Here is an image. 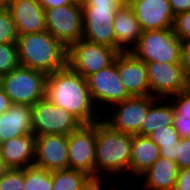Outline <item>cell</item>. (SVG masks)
<instances>
[{
	"label": "cell",
	"mask_w": 190,
	"mask_h": 190,
	"mask_svg": "<svg viewBox=\"0 0 190 190\" xmlns=\"http://www.w3.org/2000/svg\"><path fill=\"white\" fill-rule=\"evenodd\" d=\"M45 98L71 113L82 124L102 119L92 100L87 79L68 65L47 76Z\"/></svg>",
	"instance_id": "1"
},
{
	"label": "cell",
	"mask_w": 190,
	"mask_h": 190,
	"mask_svg": "<svg viewBox=\"0 0 190 190\" xmlns=\"http://www.w3.org/2000/svg\"><path fill=\"white\" fill-rule=\"evenodd\" d=\"M132 142L133 134L114 130L102 119L96 122V181L114 183L116 180L117 185L122 186L120 181L126 180L124 182L129 184Z\"/></svg>",
	"instance_id": "2"
},
{
	"label": "cell",
	"mask_w": 190,
	"mask_h": 190,
	"mask_svg": "<svg viewBox=\"0 0 190 190\" xmlns=\"http://www.w3.org/2000/svg\"><path fill=\"white\" fill-rule=\"evenodd\" d=\"M19 65L47 75L67 66L68 49L47 30L18 35Z\"/></svg>",
	"instance_id": "3"
},
{
	"label": "cell",
	"mask_w": 190,
	"mask_h": 190,
	"mask_svg": "<svg viewBox=\"0 0 190 190\" xmlns=\"http://www.w3.org/2000/svg\"><path fill=\"white\" fill-rule=\"evenodd\" d=\"M125 2L126 0H84L82 38L116 49L113 21Z\"/></svg>",
	"instance_id": "4"
},
{
	"label": "cell",
	"mask_w": 190,
	"mask_h": 190,
	"mask_svg": "<svg viewBox=\"0 0 190 190\" xmlns=\"http://www.w3.org/2000/svg\"><path fill=\"white\" fill-rule=\"evenodd\" d=\"M130 52L144 63L181 64L182 41L173 28L142 31Z\"/></svg>",
	"instance_id": "5"
},
{
	"label": "cell",
	"mask_w": 190,
	"mask_h": 190,
	"mask_svg": "<svg viewBox=\"0 0 190 190\" xmlns=\"http://www.w3.org/2000/svg\"><path fill=\"white\" fill-rule=\"evenodd\" d=\"M47 74L18 66L0 77V87L14 104L33 106L45 98Z\"/></svg>",
	"instance_id": "6"
},
{
	"label": "cell",
	"mask_w": 190,
	"mask_h": 190,
	"mask_svg": "<svg viewBox=\"0 0 190 190\" xmlns=\"http://www.w3.org/2000/svg\"><path fill=\"white\" fill-rule=\"evenodd\" d=\"M120 52L106 45L81 38L68 48L67 65L83 78L97 73L115 62Z\"/></svg>",
	"instance_id": "7"
},
{
	"label": "cell",
	"mask_w": 190,
	"mask_h": 190,
	"mask_svg": "<svg viewBox=\"0 0 190 190\" xmlns=\"http://www.w3.org/2000/svg\"><path fill=\"white\" fill-rule=\"evenodd\" d=\"M45 10L46 30L67 49L83 37L82 3Z\"/></svg>",
	"instance_id": "8"
},
{
	"label": "cell",
	"mask_w": 190,
	"mask_h": 190,
	"mask_svg": "<svg viewBox=\"0 0 190 190\" xmlns=\"http://www.w3.org/2000/svg\"><path fill=\"white\" fill-rule=\"evenodd\" d=\"M155 99L151 95L130 97L111 105L107 112L102 114V120L114 130L133 135L139 134L143 119Z\"/></svg>",
	"instance_id": "9"
},
{
	"label": "cell",
	"mask_w": 190,
	"mask_h": 190,
	"mask_svg": "<svg viewBox=\"0 0 190 190\" xmlns=\"http://www.w3.org/2000/svg\"><path fill=\"white\" fill-rule=\"evenodd\" d=\"M82 123L68 111L54 105L46 98L32 106V133L69 135Z\"/></svg>",
	"instance_id": "10"
},
{
	"label": "cell",
	"mask_w": 190,
	"mask_h": 190,
	"mask_svg": "<svg viewBox=\"0 0 190 190\" xmlns=\"http://www.w3.org/2000/svg\"><path fill=\"white\" fill-rule=\"evenodd\" d=\"M87 82L92 100L101 114L111 105L131 97L119 77L117 57L113 64L90 75Z\"/></svg>",
	"instance_id": "11"
},
{
	"label": "cell",
	"mask_w": 190,
	"mask_h": 190,
	"mask_svg": "<svg viewBox=\"0 0 190 190\" xmlns=\"http://www.w3.org/2000/svg\"><path fill=\"white\" fill-rule=\"evenodd\" d=\"M96 122L82 124L68 135L69 168L85 172L96 181Z\"/></svg>",
	"instance_id": "12"
},
{
	"label": "cell",
	"mask_w": 190,
	"mask_h": 190,
	"mask_svg": "<svg viewBox=\"0 0 190 190\" xmlns=\"http://www.w3.org/2000/svg\"><path fill=\"white\" fill-rule=\"evenodd\" d=\"M146 65L150 95L155 98L168 99L190 86L182 64L149 62Z\"/></svg>",
	"instance_id": "13"
},
{
	"label": "cell",
	"mask_w": 190,
	"mask_h": 190,
	"mask_svg": "<svg viewBox=\"0 0 190 190\" xmlns=\"http://www.w3.org/2000/svg\"><path fill=\"white\" fill-rule=\"evenodd\" d=\"M34 165L48 171L68 169V136L60 134L36 136Z\"/></svg>",
	"instance_id": "14"
},
{
	"label": "cell",
	"mask_w": 190,
	"mask_h": 190,
	"mask_svg": "<svg viewBox=\"0 0 190 190\" xmlns=\"http://www.w3.org/2000/svg\"><path fill=\"white\" fill-rule=\"evenodd\" d=\"M142 31L173 28L174 14L169 0H126Z\"/></svg>",
	"instance_id": "15"
},
{
	"label": "cell",
	"mask_w": 190,
	"mask_h": 190,
	"mask_svg": "<svg viewBox=\"0 0 190 190\" xmlns=\"http://www.w3.org/2000/svg\"><path fill=\"white\" fill-rule=\"evenodd\" d=\"M117 69L125 90L131 97L150 95L146 63L130 51L120 52L117 55Z\"/></svg>",
	"instance_id": "16"
},
{
	"label": "cell",
	"mask_w": 190,
	"mask_h": 190,
	"mask_svg": "<svg viewBox=\"0 0 190 190\" xmlns=\"http://www.w3.org/2000/svg\"><path fill=\"white\" fill-rule=\"evenodd\" d=\"M6 8L11 12L18 35L46 30L45 10L38 0H10Z\"/></svg>",
	"instance_id": "17"
},
{
	"label": "cell",
	"mask_w": 190,
	"mask_h": 190,
	"mask_svg": "<svg viewBox=\"0 0 190 190\" xmlns=\"http://www.w3.org/2000/svg\"><path fill=\"white\" fill-rule=\"evenodd\" d=\"M35 137L26 134L0 143V155L9 168L24 169L34 165Z\"/></svg>",
	"instance_id": "18"
},
{
	"label": "cell",
	"mask_w": 190,
	"mask_h": 190,
	"mask_svg": "<svg viewBox=\"0 0 190 190\" xmlns=\"http://www.w3.org/2000/svg\"><path fill=\"white\" fill-rule=\"evenodd\" d=\"M116 50L129 52L137 44L142 34L133 9L125 2L117 11L113 21Z\"/></svg>",
	"instance_id": "19"
},
{
	"label": "cell",
	"mask_w": 190,
	"mask_h": 190,
	"mask_svg": "<svg viewBox=\"0 0 190 190\" xmlns=\"http://www.w3.org/2000/svg\"><path fill=\"white\" fill-rule=\"evenodd\" d=\"M32 133V106L12 104L0 114V143Z\"/></svg>",
	"instance_id": "20"
},
{
	"label": "cell",
	"mask_w": 190,
	"mask_h": 190,
	"mask_svg": "<svg viewBox=\"0 0 190 190\" xmlns=\"http://www.w3.org/2000/svg\"><path fill=\"white\" fill-rule=\"evenodd\" d=\"M179 168L177 163L159 157L154 164L143 173L138 180H144L142 186L146 190H174Z\"/></svg>",
	"instance_id": "21"
},
{
	"label": "cell",
	"mask_w": 190,
	"mask_h": 190,
	"mask_svg": "<svg viewBox=\"0 0 190 190\" xmlns=\"http://www.w3.org/2000/svg\"><path fill=\"white\" fill-rule=\"evenodd\" d=\"M160 157L159 147L149 136L139 134L133 135L131 160H130V180L140 177L154 162Z\"/></svg>",
	"instance_id": "22"
},
{
	"label": "cell",
	"mask_w": 190,
	"mask_h": 190,
	"mask_svg": "<svg viewBox=\"0 0 190 190\" xmlns=\"http://www.w3.org/2000/svg\"><path fill=\"white\" fill-rule=\"evenodd\" d=\"M174 117L175 110L171 100L156 98L150 104L148 113L143 119L144 121L141 124L139 135L149 136L158 128L173 125Z\"/></svg>",
	"instance_id": "23"
},
{
	"label": "cell",
	"mask_w": 190,
	"mask_h": 190,
	"mask_svg": "<svg viewBox=\"0 0 190 190\" xmlns=\"http://www.w3.org/2000/svg\"><path fill=\"white\" fill-rule=\"evenodd\" d=\"M94 182L82 171L70 168L52 171V190H87Z\"/></svg>",
	"instance_id": "24"
},
{
	"label": "cell",
	"mask_w": 190,
	"mask_h": 190,
	"mask_svg": "<svg viewBox=\"0 0 190 190\" xmlns=\"http://www.w3.org/2000/svg\"><path fill=\"white\" fill-rule=\"evenodd\" d=\"M24 190H52V171L35 165L25 168Z\"/></svg>",
	"instance_id": "25"
},
{
	"label": "cell",
	"mask_w": 190,
	"mask_h": 190,
	"mask_svg": "<svg viewBox=\"0 0 190 190\" xmlns=\"http://www.w3.org/2000/svg\"><path fill=\"white\" fill-rule=\"evenodd\" d=\"M19 66L16 43H0V77Z\"/></svg>",
	"instance_id": "26"
},
{
	"label": "cell",
	"mask_w": 190,
	"mask_h": 190,
	"mask_svg": "<svg viewBox=\"0 0 190 190\" xmlns=\"http://www.w3.org/2000/svg\"><path fill=\"white\" fill-rule=\"evenodd\" d=\"M18 38L11 12L0 7V43H16Z\"/></svg>",
	"instance_id": "27"
},
{
	"label": "cell",
	"mask_w": 190,
	"mask_h": 190,
	"mask_svg": "<svg viewBox=\"0 0 190 190\" xmlns=\"http://www.w3.org/2000/svg\"><path fill=\"white\" fill-rule=\"evenodd\" d=\"M149 137L151 140L159 147H170L176 146L179 142L180 137L176 129L171 126H163V128H158L152 132Z\"/></svg>",
	"instance_id": "28"
},
{
	"label": "cell",
	"mask_w": 190,
	"mask_h": 190,
	"mask_svg": "<svg viewBox=\"0 0 190 190\" xmlns=\"http://www.w3.org/2000/svg\"><path fill=\"white\" fill-rule=\"evenodd\" d=\"M25 168H10L0 178V190H24Z\"/></svg>",
	"instance_id": "29"
},
{
	"label": "cell",
	"mask_w": 190,
	"mask_h": 190,
	"mask_svg": "<svg viewBox=\"0 0 190 190\" xmlns=\"http://www.w3.org/2000/svg\"><path fill=\"white\" fill-rule=\"evenodd\" d=\"M169 100H171L174 106V118L190 119V86L187 89L182 90L177 95L170 97Z\"/></svg>",
	"instance_id": "30"
},
{
	"label": "cell",
	"mask_w": 190,
	"mask_h": 190,
	"mask_svg": "<svg viewBox=\"0 0 190 190\" xmlns=\"http://www.w3.org/2000/svg\"><path fill=\"white\" fill-rule=\"evenodd\" d=\"M173 30L181 41L190 39V11L175 16Z\"/></svg>",
	"instance_id": "31"
},
{
	"label": "cell",
	"mask_w": 190,
	"mask_h": 190,
	"mask_svg": "<svg viewBox=\"0 0 190 190\" xmlns=\"http://www.w3.org/2000/svg\"><path fill=\"white\" fill-rule=\"evenodd\" d=\"M176 163L179 170L190 167V137L180 138Z\"/></svg>",
	"instance_id": "32"
},
{
	"label": "cell",
	"mask_w": 190,
	"mask_h": 190,
	"mask_svg": "<svg viewBox=\"0 0 190 190\" xmlns=\"http://www.w3.org/2000/svg\"><path fill=\"white\" fill-rule=\"evenodd\" d=\"M174 190H190V167L179 170Z\"/></svg>",
	"instance_id": "33"
},
{
	"label": "cell",
	"mask_w": 190,
	"mask_h": 190,
	"mask_svg": "<svg viewBox=\"0 0 190 190\" xmlns=\"http://www.w3.org/2000/svg\"><path fill=\"white\" fill-rule=\"evenodd\" d=\"M173 127L178 132L180 138L190 137V119L174 118Z\"/></svg>",
	"instance_id": "34"
},
{
	"label": "cell",
	"mask_w": 190,
	"mask_h": 190,
	"mask_svg": "<svg viewBox=\"0 0 190 190\" xmlns=\"http://www.w3.org/2000/svg\"><path fill=\"white\" fill-rule=\"evenodd\" d=\"M181 64L185 73L190 78V39L182 40Z\"/></svg>",
	"instance_id": "35"
},
{
	"label": "cell",
	"mask_w": 190,
	"mask_h": 190,
	"mask_svg": "<svg viewBox=\"0 0 190 190\" xmlns=\"http://www.w3.org/2000/svg\"><path fill=\"white\" fill-rule=\"evenodd\" d=\"M174 16L190 11V0H169Z\"/></svg>",
	"instance_id": "36"
},
{
	"label": "cell",
	"mask_w": 190,
	"mask_h": 190,
	"mask_svg": "<svg viewBox=\"0 0 190 190\" xmlns=\"http://www.w3.org/2000/svg\"><path fill=\"white\" fill-rule=\"evenodd\" d=\"M177 151H178V143L176 146L170 147H161L160 148V156L166 159H170L171 161L176 162L177 160Z\"/></svg>",
	"instance_id": "37"
},
{
	"label": "cell",
	"mask_w": 190,
	"mask_h": 190,
	"mask_svg": "<svg viewBox=\"0 0 190 190\" xmlns=\"http://www.w3.org/2000/svg\"><path fill=\"white\" fill-rule=\"evenodd\" d=\"M43 9H49L54 7H60L67 4H71L73 0H38Z\"/></svg>",
	"instance_id": "38"
},
{
	"label": "cell",
	"mask_w": 190,
	"mask_h": 190,
	"mask_svg": "<svg viewBox=\"0 0 190 190\" xmlns=\"http://www.w3.org/2000/svg\"><path fill=\"white\" fill-rule=\"evenodd\" d=\"M12 101L5 93V91L0 87V114H3L12 106Z\"/></svg>",
	"instance_id": "39"
},
{
	"label": "cell",
	"mask_w": 190,
	"mask_h": 190,
	"mask_svg": "<svg viewBox=\"0 0 190 190\" xmlns=\"http://www.w3.org/2000/svg\"><path fill=\"white\" fill-rule=\"evenodd\" d=\"M114 186L116 187L115 183H110L109 184V183H104V182H100V181H95L92 184V190H121L120 188H123V187H119L118 188V186L115 188Z\"/></svg>",
	"instance_id": "40"
},
{
	"label": "cell",
	"mask_w": 190,
	"mask_h": 190,
	"mask_svg": "<svg viewBox=\"0 0 190 190\" xmlns=\"http://www.w3.org/2000/svg\"><path fill=\"white\" fill-rule=\"evenodd\" d=\"M10 168L5 164L4 159L0 155V178L9 170Z\"/></svg>",
	"instance_id": "41"
},
{
	"label": "cell",
	"mask_w": 190,
	"mask_h": 190,
	"mask_svg": "<svg viewBox=\"0 0 190 190\" xmlns=\"http://www.w3.org/2000/svg\"><path fill=\"white\" fill-rule=\"evenodd\" d=\"M10 0H0V7H7Z\"/></svg>",
	"instance_id": "42"
},
{
	"label": "cell",
	"mask_w": 190,
	"mask_h": 190,
	"mask_svg": "<svg viewBox=\"0 0 190 190\" xmlns=\"http://www.w3.org/2000/svg\"><path fill=\"white\" fill-rule=\"evenodd\" d=\"M73 1L82 3L84 0H73Z\"/></svg>",
	"instance_id": "43"
}]
</instances>
